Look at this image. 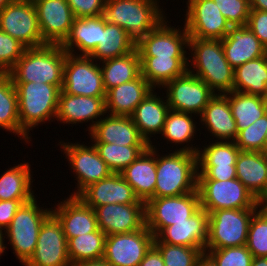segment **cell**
Here are the masks:
<instances>
[{"label":"cell","mask_w":267,"mask_h":266,"mask_svg":"<svg viewBox=\"0 0 267 266\" xmlns=\"http://www.w3.org/2000/svg\"><path fill=\"white\" fill-rule=\"evenodd\" d=\"M188 50L191 53L189 72L204 81L215 94L233 91L234 69L225 57L221 40L189 38Z\"/></svg>","instance_id":"1"},{"label":"cell","mask_w":267,"mask_h":266,"mask_svg":"<svg viewBox=\"0 0 267 266\" xmlns=\"http://www.w3.org/2000/svg\"><path fill=\"white\" fill-rule=\"evenodd\" d=\"M13 83L18 94L19 139L29 144L33 128L55 121L61 90L56 85L42 82Z\"/></svg>","instance_id":"2"},{"label":"cell","mask_w":267,"mask_h":266,"mask_svg":"<svg viewBox=\"0 0 267 266\" xmlns=\"http://www.w3.org/2000/svg\"><path fill=\"white\" fill-rule=\"evenodd\" d=\"M151 146L156 148L154 198L174 197L197 190V154L174 149L162 155L155 144Z\"/></svg>","instance_id":"3"},{"label":"cell","mask_w":267,"mask_h":266,"mask_svg":"<svg viewBox=\"0 0 267 266\" xmlns=\"http://www.w3.org/2000/svg\"><path fill=\"white\" fill-rule=\"evenodd\" d=\"M159 3L160 0H106L102 15L106 22L123 28L137 44L166 18Z\"/></svg>","instance_id":"4"},{"label":"cell","mask_w":267,"mask_h":266,"mask_svg":"<svg viewBox=\"0 0 267 266\" xmlns=\"http://www.w3.org/2000/svg\"><path fill=\"white\" fill-rule=\"evenodd\" d=\"M66 51L60 45L27 48L8 72L13 82H42L63 86Z\"/></svg>","instance_id":"5"},{"label":"cell","mask_w":267,"mask_h":266,"mask_svg":"<svg viewBox=\"0 0 267 266\" xmlns=\"http://www.w3.org/2000/svg\"><path fill=\"white\" fill-rule=\"evenodd\" d=\"M36 198L37 195L31 201L22 204L10 225L4 230L13 254L22 265L33 255L39 230L52 214V208L40 206Z\"/></svg>","instance_id":"6"},{"label":"cell","mask_w":267,"mask_h":266,"mask_svg":"<svg viewBox=\"0 0 267 266\" xmlns=\"http://www.w3.org/2000/svg\"><path fill=\"white\" fill-rule=\"evenodd\" d=\"M201 208L208 213L219 209H259V202L237 179H197Z\"/></svg>","instance_id":"7"},{"label":"cell","mask_w":267,"mask_h":266,"mask_svg":"<svg viewBox=\"0 0 267 266\" xmlns=\"http://www.w3.org/2000/svg\"><path fill=\"white\" fill-rule=\"evenodd\" d=\"M258 209H219L209 213L205 249L246 245L253 214Z\"/></svg>","instance_id":"8"},{"label":"cell","mask_w":267,"mask_h":266,"mask_svg":"<svg viewBox=\"0 0 267 266\" xmlns=\"http://www.w3.org/2000/svg\"><path fill=\"white\" fill-rule=\"evenodd\" d=\"M62 152L68 159V165L73 171L76 183V190L70 193V196H78L89 185L96 183L113 172L100 157L93 143L88 146L80 142H59Z\"/></svg>","instance_id":"9"},{"label":"cell","mask_w":267,"mask_h":266,"mask_svg":"<svg viewBox=\"0 0 267 266\" xmlns=\"http://www.w3.org/2000/svg\"><path fill=\"white\" fill-rule=\"evenodd\" d=\"M201 208L198 191L152 198L145 203L146 227L156 237L165 227L186 221Z\"/></svg>","instance_id":"10"},{"label":"cell","mask_w":267,"mask_h":266,"mask_svg":"<svg viewBox=\"0 0 267 266\" xmlns=\"http://www.w3.org/2000/svg\"><path fill=\"white\" fill-rule=\"evenodd\" d=\"M67 94L106 97L100 63L66 52L62 89Z\"/></svg>","instance_id":"11"},{"label":"cell","mask_w":267,"mask_h":266,"mask_svg":"<svg viewBox=\"0 0 267 266\" xmlns=\"http://www.w3.org/2000/svg\"><path fill=\"white\" fill-rule=\"evenodd\" d=\"M0 30L27 48L47 45L42 37L36 7L31 1L12 0L0 11Z\"/></svg>","instance_id":"12"},{"label":"cell","mask_w":267,"mask_h":266,"mask_svg":"<svg viewBox=\"0 0 267 266\" xmlns=\"http://www.w3.org/2000/svg\"><path fill=\"white\" fill-rule=\"evenodd\" d=\"M163 89L170 110L200 116L210 99L215 95L211 88L188 70L168 82Z\"/></svg>","instance_id":"13"},{"label":"cell","mask_w":267,"mask_h":266,"mask_svg":"<svg viewBox=\"0 0 267 266\" xmlns=\"http://www.w3.org/2000/svg\"><path fill=\"white\" fill-rule=\"evenodd\" d=\"M183 23L190 38L222 40L231 25L213 0H187Z\"/></svg>","instance_id":"14"},{"label":"cell","mask_w":267,"mask_h":266,"mask_svg":"<svg viewBox=\"0 0 267 266\" xmlns=\"http://www.w3.org/2000/svg\"><path fill=\"white\" fill-rule=\"evenodd\" d=\"M154 238L146 226L134 232L106 236L103 259L111 266H139Z\"/></svg>","instance_id":"15"},{"label":"cell","mask_w":267,"mask_h":266,"mask_svg":"<svg viewBox=\"0 0 267 266\" xmlns=\"http://www.w3.org/2000/svg\"><path fill=\"white\" fill-rule=\"evenodd\" d=\"M169 23L171 22L167 18L163 19L136 44L140 57H187L189 55L186 48L188 50L190 37L185 26H180L179 29Z\"/></svg>","instance_id":"16"},{"label":"cell","mask_w":267,"mask_h":266,"mask_svg":"<svg viewBox=\"0 0 267 266\" xmlns=\"http://www.w3.org/2000/svg\"><path fill=\"white\" fill-rule=\"evenodd\" d=\"M24 266H72L62 225L53 214L43 222L35 251Z\"/></svg>","instance_id":"17"},{"label":"cell","mask_w":267,"mask_h":266,"mask_svg":"<svg viewBox=\"0 0 267 266\" xmlns=\"http://www.w3.org/2000/svg\"><path fill=\"white\" fill-rule=\"evenodd\" d=\"M41 37L46 44L61 45L75 19L67 0H35Z\"/></svg>","instance_id":"18"},{"label":"cell","mask_w":267,"mask_h":266,"mask_svg":"<svg viewBox=\"0 0 267 266\" xmlns=\"http://www.w3.org/2000/svg\"><path fill=\"white\" fill-rule=\"evenodd\" d=\"M98 228L107 236L146 226L145 203L105 204L94 208Z\"/></svg>","instance_id":"19"},{"label":"cell","mask_w":267,"mask_h":266,"mask_svg":"<svg viewBox=\"0 0 267 266\" xmlns=\"http://www.w3.org/2000/svg\"><path fill=\"white\" fill-rule=\"evenodd\" d=\"M106 114L105 97L72 95L60 91L55 118L57 122L60 121L63 125H78L91 121L86 130L89 133Z\"/></svg>","instance_id":"20"},{"label":"cell","mask_w":267,"mask_h":266,"mask_svg":"<svg viewBox=\"0 0 267 266\" xmlns=\"http://www.w3.org/2000/svg\"><path fill=\"white\" fill-rule=\"evenodd\" d=\"M208 220L209 213L200 208L186 221L175 222V224L165 227L154 238V243L194 247L205 253L208 239Z\"/></svg>","instance_id":"21"},{"label":"cell","mask_w":267,"mask_h":266,"mask_svg":"<svg viewBox=\"0 0 267 266\" xmlns=\"http://www.w3.org/2000/svg\"><path fill=\"white\" fill-rule=\"evenodd\" d=\"M78 197L92 209L110 203H144L139 200L121 173H112L110 176L89 185Z\"/></svg>","instance_id":"22"},{"label":"cell","mask_w":267,"mask_h":266,"mask_svg":"<svg viewBox=\"0 0 267 266\" xmlns=\"http://www.w3.org/2000/svg\"><path fill=\"white\" fill-rule=\"evenodd\" d=\"M69 197V198H68ZM53 205L52 214L61 223L66 238L94 232L98 229L94 209L87 206L78 196H68Z\"/></svg>","instance_id":"23"},{"label":"cell","mask_w":267,"mask_h":266,"mask_svg":"<svg viewBox=\"0 0 267 266\" xmlns=\"http://www.w3.org/2000/svg\"><path fill=\"white\" fill-rule=\"evenodd\" d=\"M90 142L115 143L122 146H149L129 116H103L88 133Z\"/></svg>","instance_id":"24"},{"label":"cell","mask_w":267,"mask_h":266,"mask_svg":"<svg viewBox=\"0 0 267 266\" xmlns=\"http://www.w3.org/2000/svg\"><path fill=\"white\" fill-rule=\"evenodd\" d=\"M221 41L225 57L233 69L267 53V48L247 25L231 26Z\"/></svg>","instance_id":"25"},{"label":"cell","mask_w":267,"mask_h":266,"mask_svg":"<svg viewBox=\"0 0 267 266\" xmlns=\"http://www.w3.org/2000/svg\"><path fill=\"white\" fill-rule=\"evenodd\" d=\"M153 89L135 108L130 116L142 138L153 144L151 137L161 134L166 117L170 111L166 96L162 98ZM165 98V99H164Z\"/></svg>","instance_id":"26"},{"label":"cell","mask_w":267,"mask_h":266,"mask_svg":"<svg viewBox=\"0 0 267 266\" xmlns=\"http://www.w3.org/2000/svg\"><path fill=\"white\" fill-rule=\"evenodd\" d=\"M200 123L216 141L234 142L237 135V125L232 115L229 99L225 94H215L199 116Z\"/></svg>","instance_id":"27"},{"label":"cell","mask_w":267,"mask_h":266,"mask_svg":"<svg viewBox=\"0 0 267 266\" xmlns=\"http://www.w3.org/2000/svg\"><path fill=\"white\" fill-rule=\"evenodd\" d=\"M121 175L133 188L139 200L146 203L154 198L156 185V148L149 145L140 156L127 166Z\"/></svg>","instance_id":"28"},{"label":"cell","mask_w":267,"mask_h":266,"mask_svg":"<svg viewBox=\"0 0 267 266\" xmlns=\"http://www.w3.org/2000/svg\"><path fill=\"white\" fill-rule=\"evenodd\" d=\"M236 178L262 202L267 196V157L264 152L240 151L236 159Z\"/></svg>","instance_id":"29"},{"label":"cell","mask_w":267,"mask_h":266,"mask_svg":"<svg viewBox=\"0 0 267 266\" xmlns=\"http://www.w3.org/2000/svg\"><path fill=\"white\" fill-rule=\"evenodd\" d=\"M154 88L140 74L136 79L122 83L106 92V113L114 116H131L137 105Z\"/></svg>","instance_id":"30"},{"label":"cell","mask_w":267,"mask_h":266,"mask_svg":"<svg viewBox=\"0 0 267 266\" xmlns=\"http://www.w3.org/2000/svg\"><path fill=\"white\" fill-rule=\"evenodd\" d=\"M104 27L103 15L75 18L69 35L60 46L69 54L90 56L99 44Z\"/></svg>","instance_id":"31"},{"label":"cell","mask_w":267,"mask_h":266,"mask_svg":"<svg viewBox=\"0 0 267 266\" xmlns=\"http://www.w3.org/2000/svg\"><path fill=\"white\" fill-rule=\"evenodd\" d=\"M189 57H140L141 75L160 90L188 70Z\"/></svg>","instance_id":"32"},{"label":"cell","mask_w":267,"mask_h":266,"mask_svg":"<svg viewBox=\"0 0 267 266\" xmlns=\"http://www.w3.org/2000/svg\"><path fill=\"white\" fill-rule=\"evenodd\" d=\"M193 116L196 115L170 110L167 114L161 135L164 140L176 145V147L179 144L180 146L182 145L183 147L177 148L178 151L197 154L200 147L198 145H196L197 147L193 146L195 144H192V142L195 140L194 138L196 137L194 136H196L195 134H197L196 132L200 128H197L196 124L198 123L194 120L196 117Z\"/></svg>","instance_id":"33"},{"label":"cell","mask_w":267,"mask_h":266,"mask_svg":"<svg viewBox=\"0 0 267 266\" xmlns=\"http://www.w3.org/2000/svg\"><path fill=\"white\" fill-rule=\"evenodd\" d=\"M233 90L267 99V53L234 69Z\"/></svg>","instance_id":"34"},{"label":"cell","mask_w":267,"mask_h":266,"mask_svg":"<svg viewBox=\"0 0 267 266\" xmlns=\"http://www.w3.org/2000/svg\"><path fill=\"white\" fill-rule=\"evenodd\" d=\"M29 162H21L0 175V200H32L36 197L33 171Z\"/></svg>","instance_id":"35"},{"label":"cell","mask_w":267,"mask_h":266,"mask_svg":"<svg viewBox=\"0 0 267 266\" xmlns=\"http://www.w3.org/2000/svg\"><path fill=\"white\" fill-rule=\"evenodd\" d=\"M135 49V41L123 28L105 21L104 30H101L99 44L90 57L100 63L108 59L124 56Z\"/></svg>","instance_id":"36"},{"label":"cell","mask_w":267,"mask_h":266,"mask_svg":"<svg viewBox=\"0 0 267 266\" xmlns=\"http://www.w3.org/2000/svg\"><path fill=\"white\" fill-rule=\"evenodd\" d=\"M106 92L122 83L130 82L141 74L137 48L129 54L100 62Z\"/></svg>","instance_id":"37"},{"label":"cell","mask_w":267,"mask_h":266,"mask_svg":"<svg viewBox=\"0 0 267 266\" xmlns=\"http://www.w3.org/2000/svg\"><path fill=\"white\" fill-rule=\"evenodd\" d=\"M229 99L237 130L247 128L267 112V99L235 90L225 94Z\"/></svg>","instance_id":"38"},{"label":"cell","mask_w":267,"mask_h":266,"mask_svg":"<svg viewBox=\"0 0 267 266\" xmlns=\"http://www.w3.org/2000/svg\"><path fill=\"white\" fill-rule=\"evenodd\" d=\"M106 234L99 228L83 235L67 239L68 257L71 265L104 257Z\"/></svg>","instance_id":"39"},{"label":"cell","mask_w":267,"mask_h":266,"mask_svg":"<svg viewBox=\"0 0 267 266\" xmlns=\"http://www.w3.org/2000/svg\"><path fill=\"white\" fill-rule=\"evenodd\" d=\"M0 128L20 137L18 94L8 72H0Z\"/></svg>","instance_id":"40"},{"label":"cell","mask_w":267,"mask_h":266,"mask_svg":"<svg viewBox=\"0 0 267 266\" xmlns=\"http://www.w3.org/2000/svg\"><path fill=\"white\" fill-rule=\"evenodd\" d=\"M100 157L113 173H121L135 161L148 146H122L115 143L92 142Z\"/></svg>","instance_id":"41"},{"label":"cell","mask_w":267,"mask_h":266,"mask_svg":"<svg viewBox=\"0 0 267 266\" xmlns=\"http://www.w3.org/2000/svg\"><path fill=\"white\" fill-rule=\"evenodd\" d=\"M215 141V142H213ZM199 148L197 153V165H235L239 148L232 141H216Z\"/></svg>","instance_id":"42"},{"label":"cell","mask_w":267,"mask_h":266,"mask_svg":"<svg viewBox=\"0 0 267 266\" xmlns=\"http://www.w3.org/2000/svg\"><path fill=\"white\" fill-rule=\"evenodd\" d=\"M246 246L253 257H267V210L262 206L250 221Z\"/></svg>","instance_id":"43"},{"label":"cell","mask_w":267,"mask_h":266,"mask_svg":"<svg viewBox=\"0 0 267 266\" xmlns=\"http://www.w3.org/2000/svg\"><path fill=\"white\" fill-rule=\"evenodd\" d=\"M267 113L247 128L239 130L235 144L240 151L266 150Z\"/></svg>","instance_id":"44"},{"label":"cell","mask_w":267,"mask_h":266,"mask_svg":"<svg viewBox=\"0 0 267 266\" xmlns=\"http://www.w3.org/2000/svg\"><path fill=\"white\" fill-rule=\"evenodd\" d=\"M159 250L165 266H196L204 254L200 249L166 243H153Z\"/></svg>","instance_id":"45"},{"label":"cell","mask_w":267,"mask_h":266,"mask_svg":"<svg viewBox=\"0 0 267 266\" xmlns=\"http://www.w3.org/2000/svg\"><path fill=\"white\" fill-rule=\"evenodd\" d=\"M205 253L217 266H251L253 255L246 245L205 249Z\"/></svg>","instance_id":"46"},{"label":"cell","mask_w":267,"mask_h":266,"mask_svg":"<svg viewBox=\"0 0 267 266\" xmlns=\"http://www.w3.org/2000/svg\"><path fill=\"white\" fill-rule=\"evenodd\" d=\"M26 49L19 40L0 30V72H9Z\"/></svg>","instance_id":"47"},{"label":"cell","mask_w":267,"mask_h":266,"mask_svg":"<svg viewBox=\"0 0 267 266\" xmlns=\"http://www.w3.org/2000/svg\"><path fill=\"white\" fill-rule=\"evenodd\" d=\"M231 26L247 25L250 13L249 0H213Z\"/></svg>","instance_id":"48"},{"label":"cell","mask_w":267,"mask_h":266,"mask_svg":"<svg viewBox=\"0 0 267 266\" xmlns=\"http://www.w3.org/2000/svg\"><path fill=\"white\" fill-rule=\"evenodd\" d=\"M75 18L96 17L103 14L106 0H67Z\"/></svg>","instance_id":"49"},{"label":"cell","mask_w":267,"mask_h":266,"mask_svg":"<svg viewBox=\"0 0 267 266\" xmlns=\"http://www.w3.org/2000/svg\"><path fill=\"white\" fill-rule=\"evenodd\" d=\"M197 179H214L225 181L236 178L235 165L218 166V165H197Z\"/></svg>","instance_id":"50"},{"label":"cell","mask_w":267,"mask_h":266,"mask_svg":"<svg viewBox=\"0 0 267 266\" xmlns=\"http://www.w3.org/2000/svg\"><path fill=\"white\" fill-rule=\"evenodd\" d=\"M247 26L267 48V11L250 9Z\"/></svg>","instance_id":"51"},{"label":"cell","mask_w":267,"mask_h":266,"mask_svg":"<svg viewBox=\"0 0 267 266\" xmlns=\"http://www.w3.org/2000/svg\"><path fill=\"white\" fill-rule=\"evenodd\" d=\"M31 200H0V229L5 230L22 204Z\"/></svg>","instance_id":"52"},{"label":"cell","mask_w":267,"mask_h":266,"mask_svg":"<svg viewBox=\"0 0 267 266\" xmlns=\"http://www.w3.org/2000/svg\"><path fill=\"white\" fill-rule=\"evenodd\" d=\"M139 266H165V264L159 250L152 245L139 263Z\"/></svg>","instance_id":"53"},{"label":"cell","mask_w":267,"mask_h":266,"mask_svg":"<svg viewBox=\"0 0 267 266\" xmlns=\"http://www.w3.org/2000/svg\"><path fill=\"white\" fill-rule=\"evenodd\" d=\"M74 266H111L107 261L102 259L83 261L81 263H77Z\"/></svg>","instance_id":"54"},{"label":"cell","mask_w":267,"mask_h":266,"mask_svg":"<svg viewBox=\"0 0 267 266\" xmlns=\"http://www.w3.org/2000/svg\"><path fill=\"white\" fill-rule=\"evenodd\" d=\"M249 1H250V9L267 11V0H249Z\"/></svg>","instance_id":"55"},{"label":"cell","mask_w":267,"mask_h":266,"mask_svg":"<svg viewBox=\"0 0 267 266\" xmlns=\"http://www.w3.org/2000/svg\"><path fill=\"white\" fill-rule=\"evenodd\" d=\"M196 266H217V265L206 253H204L199 258Z\"/></svg>","instance_id":"56"},{"label":"cell","mask_w":267,"mask_h":266,"mask_svg":"<svg viewBox=\"0 0 267 266\" xmlns=\"http://www.w3.org/2000/svg\"><path fill=\"white\" fill-rule=\"evenodd\" d=\"M251 266H267V257H253Z\"/></svg>","instance_id":"57"},{"label":"cell","mask_w":267,"mask_h":266,"mask_svg":"<svg viewBox=\"0 0 267 266\" xmlns=\"http://www.w3.org/2000/svg\"><path fill=\"white\" fill-rule=\"evenodd\" d=\"M5 241V231L0 229V257L2 256L1 254H3V252H5L7 250V246ZM6 249V250H5Z\"/></svg>","instance_id":"58"},{"label":"cell","mask_w":267,"mask_h":266,"mask_svg":"<svg viewBox=\"0 0 267 266\" xmlns=\"http://www.w3.org/2000/svg\"><path fill=\"white\" fill-rule=\"evenodd\" d=\"M12 0H0V11L11 2Z\"/></svg>","instance_id":"59"},{"label":"cell","mask_w":267,"mask_h":266,"mask_svg":"<svg viewBox=\"0 0 267 266\" xmlns=\"http://www.w3.org/2000/svg\"><path fill=\"white\" fill-rule=\"evenodd\" d=\"M261 206L267 210V196L263 199V201L261 202Z\"/></svg>","instance_id":"60"},{"label":"cell","mask_w":267,"mask_h":266,"mask_svg":"<svg viewBox=\"0 0 267 266\" xmlns=\"http://www.w3.org/2000/svg\"><path fill=\"white\" fill-rule=\"evenodd\" d=\"M266 149H267V130H266Z\"/></svg>","instance_id":"61"},{"label":"cell","mask_w":267,"mask_h":266,"mask_svg":"<svg viewBox=\"0 0 267 266\" xmlns=\"http://www.w3.org/2000/svg\"><path fill=\"white\" fill-rule=\"evenodd\" d=\"M21 1H31V2H34L35 0H21Z\"/></svg>","instance_id":"62"}]
</instances>
